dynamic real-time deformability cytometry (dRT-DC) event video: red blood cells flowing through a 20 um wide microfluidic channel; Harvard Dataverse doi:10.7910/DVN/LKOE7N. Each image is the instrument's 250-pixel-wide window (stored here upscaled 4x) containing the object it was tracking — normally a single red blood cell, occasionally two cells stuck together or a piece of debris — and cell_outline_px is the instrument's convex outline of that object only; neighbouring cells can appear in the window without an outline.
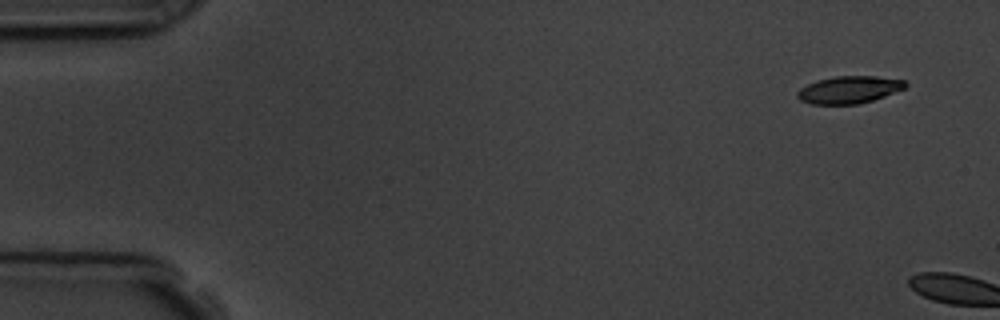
{"species": "common noctule bat (a hibernating species)", "species_latin": "Nyctalus noctula", "temperature_condition": "room temperature", "stored_images_in_passage": 2, "camera_frame_rate_fps": 3000, "um_per_image_px": 0.085, "animal": {"sex": "male", "body_mass_g": 19.5, "forearm_length_mm": 54.6}, "frame": {"image": 1, "passage_image": 1, "time_ms": 0.0, "image_size_px": [1000, 320], "cell_outline_px": [[908, 84], [904, 88], [884, 96], [872, 100], [856, 104], [812, 104], [800, 100], [796, 96], [796, 92], [800, 88], [816, 80], [836, 76], [876, 76], [904, 80]], "centroid_in_image_um": [72.14, 7.62], "position_along_channel_um": 12.9, "area_um2": 17.11}}